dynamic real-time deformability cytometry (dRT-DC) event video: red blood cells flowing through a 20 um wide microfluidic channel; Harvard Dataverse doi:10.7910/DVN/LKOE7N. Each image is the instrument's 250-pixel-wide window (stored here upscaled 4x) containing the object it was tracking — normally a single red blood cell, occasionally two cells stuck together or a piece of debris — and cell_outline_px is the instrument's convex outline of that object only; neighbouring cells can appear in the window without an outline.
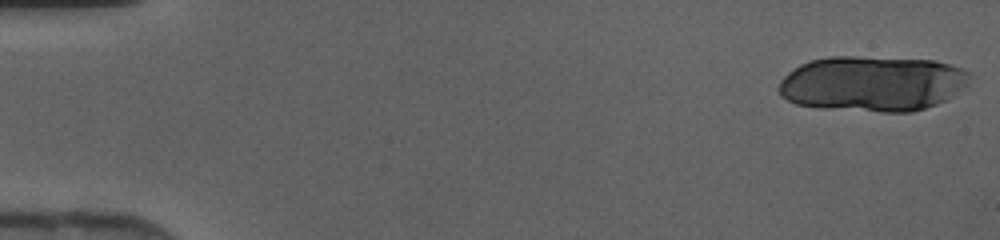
{"species": "human", "species_latin": "Homo sapiens", "temperature_condition": "cold", "stored_images_in_passage": 44, "camera_frame_rate_fps": 3000, "um_per_image_px": 0.085, "donor": {"sex": "female"}, "frame": {"image": 1, "passage_image": 1, "time_ms": 0.0, "image_size_px": [1000, 240], "cell_outline_px": [[972, 76], [968, 84], [952, 96], [936, 104], [912, 112], [884, 112], [824, 108], [796, 104], [780, 96], [780, 80], [788, 72], [800, 64], [808, 60], [828, 56], [856, 56], [932, 60], [948, 64], [960, 68], [968, 72]], "centroid_in_image_um": [74.14, 7.1], "position_along_channel_um": 10.9, "area_um2": 61.85}}
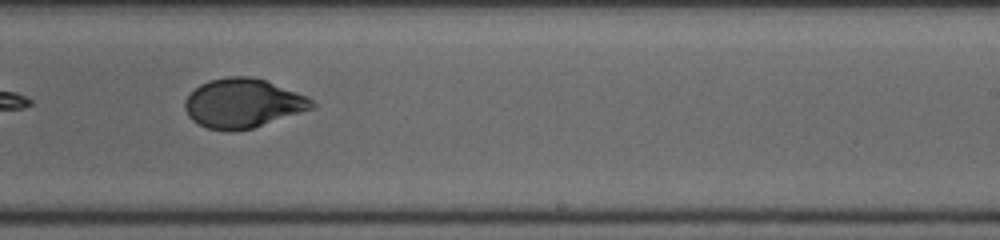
{"frame": {"image": 2, "passage_image": 29, "time_ms": 9.333, "image_size_px": [1000, 240], "cell_outline_px": [[320, 104], [316, 108], [252, 128], [232, 132], [228, 132], [208, 128], [192, 120], [188, 116], [184, 108], [184, 100], [200, 84], [208, 80], [228, 76], [252, 76], [264, 80], [308, 96]], "centroid_in_image_um": [20.68, 8.78], "position_along_channel_um": 268.3, "area_um2": 36.76}}
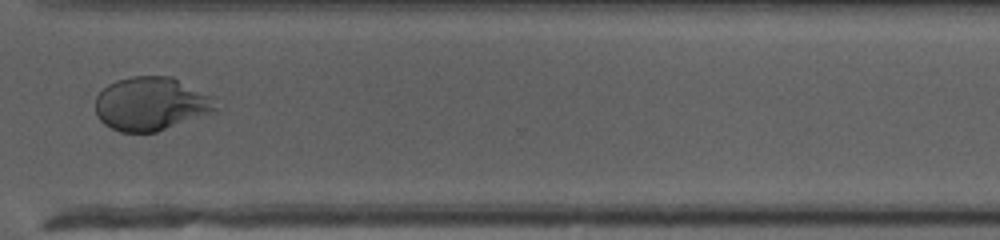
{"frame": {"image": 3, "passage_image": 35, "time_ms": 11.333, "image_size_px": [1000, 240], "cell_outline_px": [[220, 112], [156, 132], [120, 132], [104, 124], [100, 120], [96, 112], [96, 96], [108, 84], [116, 80], [132, 76], [172, 76], [212, 96]], "centroid_in_image_um": [12.89, 8.83], "position_along_channel_um": 357.7, "area_um2": 38.03}}